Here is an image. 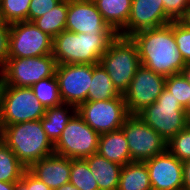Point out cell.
Instances as JSON below:
<instances>
[{
	"label": "cell",
	"instance_id": "38",
	"mask_svg": "<svg viewBox=\"0 0 190 190\" xmlns=\"http://www.w3.org/2000/svg\"><path fill=\"white\" fill-rule=\"evenodd\" d=\"M0 190H15V183L0 181Z\"/></svg>",
	"mask_w": 190,
	"mask_h": 190
},
{
	"label": "cell",
	"instance_id": "11",
	"mask_svg": "<svg viewBox=\"0 0 190 190\" xmlns=\"http://www.w3.org/2000/svg\"><path fill=\"white\" fill-rule=\"evenodd\" d=\"M53 38L33 22L10 24L9 58L38 57L52 54Z\"/></svg>",
	"mask_w": 190,
	"mask_h": 190
},
{
	"label": "cell",
	"instance_id": "32",
	"mask_svg": "<svg viewBox=\"0 0 190 190\" xmlns=\"http://www.w3.org/2000/svg\"><path fill=\"white\" fill-rule=\"evenodd\" d=\"M164 11L167 18L171 21H182L188 9L190 8L189 0H162Z\"/></svg>",
	"mask_w": 190,
	"mask_h": 190
},
{
	"label": "cell",
	"instance_id": "8",
	"mask_svg": "<svg viewBox=\"0 0 190 190\" xmlns=\"http://www.w3.org/2000/svg\"><path fill=\"white\" fill-rule=\"evenodd\" d=\"M100 134L76 113L54 144V153L70 159H84L98 150Z\"/></svg>",
	"mask_w": 190,
	"mask_h": 190
},
{
	"label": "cell",
	"instance_id": "25",
	"mask_svg": "<svg viewBox=\"0 0 190 190\" xmlns=\"http://www.w3.org/2000/svg\"><path fill=\"white\" fill-rule=\"evenodd\" d=\"M26 170L13 151L0 140V181L16 183Z\"/></svg>",
	"mask_w": 190,
	"mask_h": 190
},
{
	"label": "cell",
	"instance_id": "36",
	"mask_svg": "<svg viewBox=\"0 0 190 190\" xmlns=\"http://www.w3.org/2000/svg\"><path fill=\"white\" fill-rule=\"evenodd\" d=\"M183 190H190V160L183 162Z\"/></svg>",
	"mask_w": 190,
	"mask_h": 190
},
{
	"label": "cell",
	"instance_id": "14",
	"mask_svg": "<svg viewBox=\"0 0 190 190\" xmlns=\"http://www.w3.org/2000/svg\"><path fill=\"white\" fill-rule=\"evenodd\" d=\"M65 30L75 33L116 34L92 1L68 0Z\"/></svg>",
	"mask_w": 190,
	"mask_h": 190
},
{
	"label": "cell",
	"instance_id": "34",
	"mask_svg": "<svg viewBox=\"0 0 190 190\" xmlns=\"http://www.w3.org/2000/svg\"><path fill=\"white\" fill-rule=\"evenodd\" d=\"M10 25L0 19V70L9 58Z\"/></svg>",
	"mask_w": 190,
	"mask_h": 190
},
{
	"label": "cell",
	"instance_id": "43",
	"mask_svg": "<svg viewBox=\"0 0 190 190\" xmlns=\"http://www.w3.org/2000/svg\"><path fill=\"white\" fill-rule=\"evenodd\" d=\"M2 139V127H1V123H0V140Z\"/></svg>",
	"mask_w": 190,
	"mask_h": 190
},
{
	"label": "cell",
	"instance_id": "22",
	"mask_svg": "<svg viewBox=\"0 0 190 190\" xmlns=\"http://www.w3.org/2000/svg\"><path fill=\"white\" fill-rule=\"evenodd\" d=\"M118 190H152L145 162L133 161L122 167Z\"/></svg>",
	"mask_w": 190,
	"mask_h": 190
},
{
	"label": "cell",
	"instance_id": "39",
	"mask_svg": "<svg viewBox=\"0 0 190 190\" xmlns=\"http://www.w3.org/2000/svg\"><path fill=\"white\" fill-rule=\"evenodd\" d=\"M56 190H79V189L76 186H74L72 183L68 182Z\"/></svg>",
	"mask_w": 190,
	"mask_h": 190
},
{
	"label": "cell",
	"instance_id": "2",
	"mask_svg": "<svg viewBox=\"0 0 190 190\" xmlns=\"http://www.w3.org/2000/svg\"><path fill=\"white\" fill-rule=\"evenodd\" d=\"M117 34L75 33L68 30L53 38L52 55L57 65L99 64Z\"/></svg>",
	"mask_w": 190,
	"mask_h": 190
},
{
	"label": "cell",
	"instance_id": "31",
	"mask_svg": "<svg viewBox=\"0 0 190 190\" xmlns=\"http://www.w3.org/2000/svg\"><path fill=\"white\" fill-rule=\"evenodd\" d=\"M174 39L186 63H190V27L183 21L172 22Z\"/></svg>",
	"mask_w": 190,
	"mask_h": 190
},
{
	"label": "cell",
	"instance_id": "21",
	"mask_svg": "<svg viewBox=\"0 0 190 190\" xmlns=\"http://www.w3.org/2000/svg\"><path fill=\"white\" fill-rule=\"evenodd\" d=\"M94 3L105 22L116 34L126 26L132 0H95Z\"/></svg>",
	"mask_w": 190,
	"mask_h": 190
},
{
	"label": "cell",
	"instance_id": "23",
	"mask_svg": "<svg viewBox=\"0 0 190 190\" xmlns=\"http://www.w3.org/2000/svg\"><path fill=\"white\" fill-rule=\"evenodd\" d=\"M120 95L103 66L92 64V81L86 101L110 100Z\"/></svg>",
	"mask_w": 190,
	"mask_h": 190
},
{
	"label": "cell",
	"instance_id": "3",
	"mask_svg": "<svg viewBox=\"0 0 190 190\" xmlns=\"http://www.w3.org/2000/svg\"><path fill=\"white\" fill-rule=\"evenodd\" d=\"M1 127V140L27 169L54 153V145L47 138L40 119Z\"/></svg>",
	"mask_w": 190,
	"mask_h": 190
},
{
	"label": "cell",
	"instance_id": "27",
	"mask_svg": "<svg viewBox=\"0 0 190 190\" xmlns=\"http://www.w3.org/2000/svg\"><path fill=\"white\" fill-rule=\"evenodd\" d=\"M69 182L79 190H99L85 159H71Z\"/></svg>",
	"mask_w": 190,
	"mask_h": 190
},
{
	"label": "cell",
	"instance_id": "13",
	"mask_svg": "<svg viewBox=\"0 0 190 190\" xmlns=\"http://www.w3.org/2000/svg\"><path fill=\"white\" fill-rule=\"evenodd\" d=\"M55 76L63 103L78 107L86 102L92 81V64L57 65Z\"/></svg>",
	"mask_w": 190,
	"mask_h": 190
},
{
	"label": "cell",
	"instance_id": "30",
	"mask_svg": "<svg viewBox=\"0 0 190 190\" xmlns=\"http://www.w3.org/2000/svg\"><path fill=\"white\" fill-rule=\"evenodd\" d=\"M167 150L182 162L190 160V125L167 142Z\"/></svg>",
	"mask_w": 190,
	"mask_h": 190
},
{
	"label": "cell",
	"instance_id": "35",
	"mask_svg": "<svg viewBox=\"0 0 190 190\" xmlns=\"http://www.w3.org/2000/svg\"><path fill=\"white\" fill-rule=\"evenodd\" d=\"M21 181L27 186L29 190H52L42 181L32 175L28 170L23 173Z\"/></svg>",
	"mask_w": 190,
	"mask_h": 190
},
{
	"label": "cell",
	"instance_id": "10",
	"mask_svg": "<svg viewBox=\"0 0 190 190\" xmlns=\"http://www.w3.org/2000/svg\"><path fill=\"white\" fill-rule=\"evenodd\" d=\"M77 113L98 134L120 129L129 116L122 94L110 100L86 101L77 107Z\"/></svg>",
	"mask_w": 190,
	"mask_h": 190
},
{
	"label": "cell",
	"instance_id": "5",
	"mask_svg": "<svg viewBox=\"0 0 190 190\" xmlns=\"http://www.w3.org/2000/svg\"><path fill=\"white\" fill-rule=\"evenodd\" d=\"M137 115L166 141L188 125V111L166 88L153 104Z\"/></svg>",
	"mask_w": 190,
	"mask_h": 190
},
{
	"label": "cell",
	"instance_id": "6",
	"mask_svg": "<svg viewBox=\"0 0 190 190\" xmlns=\"http://www.w3.org/2000/svg\"><path fill=\"white\" fill-rule=\"evenodd\" d=\"M45 111L31 87L0 85L1 126L39 120Z\"/></svg>",
	"mask_w": 190,
	"mask_h": 190
},
{
	"label": "cell",
	"instance_id": "16",
	"mask_svg": "<svg viewBox=\"0 0 190 190\" xmlns=\"http://www.w3.org/2000/svg\"><path fill=\"white\" fill-rule=\"evenodd\" d=\"M170 22L162 0H132L127 24L117 35L130 37L139 31L162 27Z\"/></svg>",
	"mask_w": 190,
	"mask_h": 190
},
{
	"label": "cell",
	"instance_id": "26",
	"mask_svg": "<svg viewBox=\"0 0 190 190\" xmlns=\"http://www.w3.org/2000/svg\"><path fill=\"white\" fill-rule=\"evenodd\" d=\"M36 98L46 108L57 106L63 103L59 84L56 76L48 77L40 80L31 86Z\"/></svg>",
	"mask_w": 190,
	"mask_h": 190
},
{
	"label": "cell",
	"instance_id": "19",
	"mask_svg": "<svg viewBox=\"0 0 190 190\" xmlns=\"http://www.w3.org/2000/svg\"><path fill=\"white\" fill-rule=\"evenodd\" d=\"M97 153L121 166L133 162L122 128L100 134Z\"/></svg>",
	"mask_w": 190,
	"mask_h": 190
},
{
	"label": "cell",
	"instance_id": "1",
	"mask_svg": "<svg viewBox=\"0 0 190 190\" xmlns=\"http://www.w3.org/2000/svg\"><path fill=\"white\" fill-rule=\"evenodd\" d=\"M130 38L136 44L141 65L157 74L169 77L180 73L187 64L175 42L172 22L139 31Z\"/></svg>",
	"mask_w": 190,
	"mask_h": 190
},
{
	"label": "cell",
	"instance_id": "40",
	"mask_svg": "<svg viewBox=\"0 0 190 190\" xmlns=\"http://www.w3.org/2000/svg\"><path fill=\"white\" fill-rule=\"evenodd\" d=\"M15 190H29V189L21 180H19L18 182L15 183Z\"/></svg>",
	"mask_w": 190,
	"mask_h": 190
},
{
	"label": "cell",
	"instance_id": "18",
	"mask_svg": "<svg viewBox=\"0 0 190 190\" xmlns=\"http://www.w3.org/2000/svg\"><path fill=\"white\" fill-rule=\"evenodd\" d=\"M94 176L99 190H118L123 166L95 153L84 158Z\"/></svg>",
	"mask_w": 190,
	"mask_h": 190
},
{
	"label": "cell",
	"instance_id": "41",
	"mask_svg": "<svg viewBox=\"0 0 190 190\" xmlns=\"http://www.w3.org/2000/svg\"><path fill=\"white\" fill-rule=\"evenodd\" d=\"M187 26L190 27V8L188 9V12L186 13L185 18L182 20Z\"/></svg>",
	"mask_w": 190,
	"mask_h": 190
},
{
	"label": "cell",
	"instance_id": "7",
	"mask_svg": "<svg viewBox=\"0 0 190 190\" xmlns=\"http://www.w3.org/2000/svg\"><path fill=\"white\" fill-rule=\"evenodd\" d=\"M57 63L52 54L27 58H8L0 70V85L31 87L42 79L55 76Z\"/></svg>",
	"mask_w": 190,
	"mask_h": 190
},
{
	"label": "cell",
	"instance_id": "33",
	"mask_svg": "<svg viewBox=\"0 0 190 190\" xmlns=\"http://www.w3.org/2000/svg\"><path fill=\"white\" fill-rule=\"evenodd\" d=\"M62 0H31L28 11V21L41 17L53 9Z\"/></svg>",
	"mask_w": 190,
	"mask_h": 190
},
{
	"label": "cell",
	"instance_id": "15",
	"mask_svg": "<svg viewBox=\"0 0 190 190\" xmlns=\"http://www.w3.org/2000/svg\"><path fill=\"white\" fill-rule=\"evenodd\" d=\"M144 162L152 190H183V162L168 150Z\"/></svg>",
	"mask_w": 190,
	"mask_h": 190
},
{
	"label": "cell",
	"instance_id": "4",
	"mask_svg": "<svg viewBox=\"0 0 190 190\" xmlns=\"http://www.w3.org/2000/svg\"><path fill=\"white\" fill-rule=\"evenodd\" d=\"M100 64L108 73L116 90L123 95L141 66L136 44L130 37L117 35L102 55Z\"/></svg>",
	"mask_w": 190,
	"mask_h": 190
},
{
	"label": "cell",
	"instance_id": "42",
	"mask_svg": "<svg viewBox=\"0 0 190 190\" xmlns=\"http://www.w3.org/2000/svg\"><path fill=\"white\" fill-rule=\"evenodd\" d=\"M188 125H190V110L188 111Z\"/></svg>",
	"mask_w": 190,
	"mask_h": 190
},
{
	"label": "cell",
	"instance_id": "9",
	"mask_svg": "<svg viewBox=\"0 0 190 190\" xmlns=\"http://www.w3.org/2000/svg\"><path fill=\"white\" fill-rule=\"evenodd\" d=\"M122 130L128 142L131 160L144 162L167 151V142L138 115H129Z\"/></svg>",
	"mask_w": 190,
	"mask_h": 190
},
{
	"label": "cell",
	"instance_id": "29",
	"mask_svg": "<svg viewBox=\"0 0 190 190\" xmlns=\"http://www.w3.org/2000/svg\"><path fill=\"white\" fill-rule=\"evenodd\" d=\"M165 88L173 94L175 99L186 109L190 110V83L181 73L166 77Z\"/></svg>",
	"mask_w": 190,
	"mask_h": 190
},
{
	"label": "cell",
	"instance_id": "28",
	"mask_svg": "<svg viewBox=\"0 0 190 190\" xmlns=\"http://www.w3.org/2000/svg\"><path fill=\"white\" fill-rule=\"evenodd\" d=\"M31 0H0V19L7 24L28 21Z\"/></svg>",
	"mask_w": 190,
	"mask_h": 190
},
{
	"label": "cell",
	"instance_id": "24",
	"mask_svg": "<svg viewBox=\"0 0 190 190\" xmlns=\"http://www.w3.org/2000/svg\"><path fill=\"white\" fill-rule=\"evenodd\" d=\"M68 0H62L53 9L32 22L44 33L54 38L65 30Z\"/></svg>",
	"mask_w": 190,
	"mask_h": 190
},
{
	"label": "cell",
	"instance_id": "37",
	"mask_svg": "<svg viewBox=\"0 0 190 190\" xmlns=\"http://www.w3.org/2000/svg\"><path fill=\"white\" fill-rule=\"evenodd\" d=\"M180 73L190 83V63H187Z\"/></svg>",
	"mask_w": 190,
	"mask_h": 190
},
{
	"label": "cell",
	"instance_id": "17",
	"mask_svg": "<svg viewBox=\"0 0 190 190\" xmlns=\"http://www.w3.org/2000/svg\"><path fill=\"white\" fill-rule=\"evenodd\" d=\"M27 170L49 188L56 190L70 180L71 159L53 153L36 161Z\"/></svg>",
	"mask_w": 190,
	"mask_h": 190
},
{
	"label": "cell",
	"instance_id": "20",
	"mask_svg": "<svg viewBox=\"0 0 190 190\" xmlns=\"http://www.w3.org/2000/svg\"><path fill=\"white\" fill-rule=\"evenodd\" d=\"M76 113L77 107L66 103L46 108L45 114L40 121L47 138L53 145L60 138L63 129Z\"/></svg>",
	"mask_w": 190,
	"mask_h": 190
},
{
	"label": "cell",
	"instance_id": "12",
	"mask_svg": "<svg viewBox=\"0 0 190 190\" xmlns=\"http://www.w3.org/2000/svg\"><path fill=\"white\" fill-rule=\"evenodd\" d=\"M166 77L141 65L123 94L129 115H137L153 104L165 88Z\"/></svg>",
	"mask_w": 190,
	"mask_h": 190
}]
</instances>
